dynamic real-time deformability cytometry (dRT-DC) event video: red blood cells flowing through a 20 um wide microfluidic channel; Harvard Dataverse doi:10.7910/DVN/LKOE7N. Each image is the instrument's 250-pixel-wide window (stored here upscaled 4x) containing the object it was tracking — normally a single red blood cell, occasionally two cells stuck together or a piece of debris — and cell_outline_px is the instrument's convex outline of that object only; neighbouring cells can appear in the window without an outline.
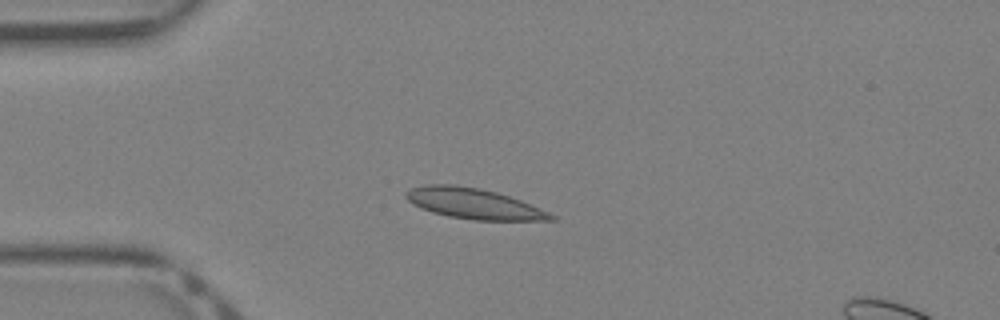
{"species": "Egyptian fruit bat (a non-hibernating species)", "species_latin": "Rousettus aegyptiacus", "temperature_condition": "warm", "stored_images_in_passage": 32, "segment_of_instrument_passage": [1, 2], "camera_frame_rate_fps": 3000, "um_per_image_px": 0.085, "animal": {"sex": "female"}, "frame": {"image": 1, "passage_image": 1, "time_ms": 0.0, "image_size_px": [1000, 320], "cell_outline_px": [[556, 220], [472, 220], [448, 216], [432, 212], [420, 208], [412, 204], [404, 196], [404, 192], [412, 188], [424, 184], [456, 184], [480, 188], [496, 192], [520, 200], [548, 212], [556, 216]], "centroid_in_image_um": [40.21, 17.3], "position_along_channel_um": 44.8, "area_um2": 25.84}}
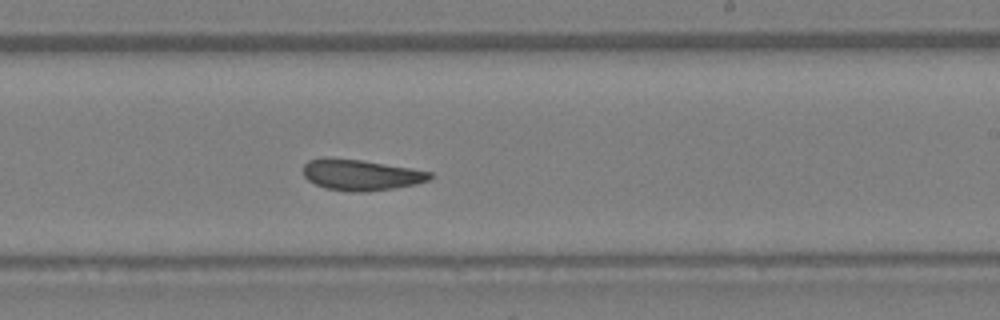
{"frame": {"image": 2, "passage_image": 15, "time_ms": 4.667, "image_size_px": [1000, 320], "cell_outline_px": [[432, 176], [428, 180], [416, 184], [392, 188], [360, 192], [352, 192], [324, 188], [308, 180], [304, 176], [304, 164], [308, 160], [328, 156], [360, 160], [432, 172]], "centroid_in_image_um": [30.62, 14.85], "position_along_channel_um": 258.4, "area_um2": 22.66}}
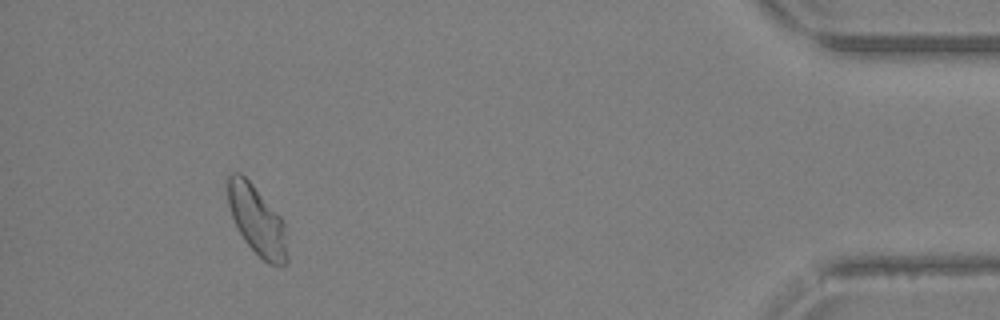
{"frame": {"image": 3, "passage_image": 28, "time_ms": 9.0, "image_size_px": [1000, 320], "cell_outline_px": [[288, 260], [284, 264], [268, 264], [244, 240], [232, 216], [228, 204], [224, 180], [228, 172], [240, 172], [252, 184], [280, 216], [284, 224], [288, 256]], "centroid_in_image_um": [21.79, 18.66], "position_along_channel_um": 413.4, "area_um2": 23.99}}